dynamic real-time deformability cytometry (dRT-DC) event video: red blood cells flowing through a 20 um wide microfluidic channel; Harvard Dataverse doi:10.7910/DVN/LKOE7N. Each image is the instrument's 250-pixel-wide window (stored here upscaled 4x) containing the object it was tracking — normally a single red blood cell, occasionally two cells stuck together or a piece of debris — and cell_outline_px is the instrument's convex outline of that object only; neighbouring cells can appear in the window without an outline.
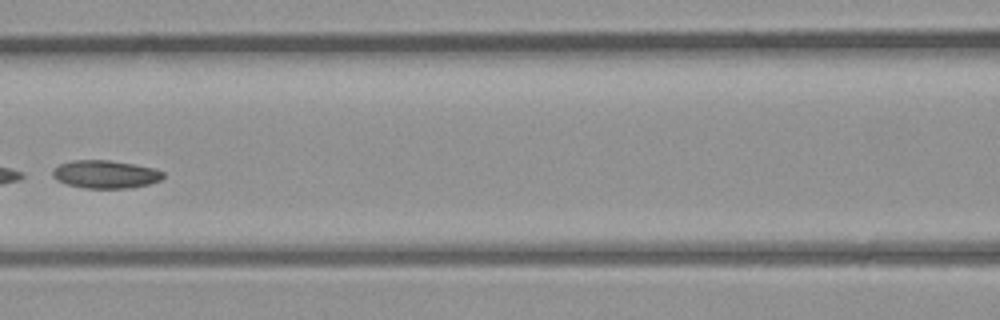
{"species": "common noctule bat (a hibernating species)", "species_latin": "Nyctalus noctula", "temperature_condition": "room temperature", "stored_images_in_passage": 4, "camera_frame_rate_fps": 3000, "um_per_image_px": 0.085, "animal": {"sex": "male", "body_mass_g": 23.1, "forearm_length_mm": 52.7}, "frame": {"image": 1, "passage_image": 4, "time_ms": 4.0, "image_size_px": [1000, 320], "cell_outline_px": [[164, 176], [160, 180], [148, 184], [128, 188], [84, 188], [64, 184], [56, 180], [52, 176], [52, 168], [60, 164], [72, 160], [108, 160], [132, 164], [152, 168], [164, 172]], "centroid_in_image_um": [8.9, 14.82], "position_along_channel_um": 157.7, "area_um2": 18.03}}